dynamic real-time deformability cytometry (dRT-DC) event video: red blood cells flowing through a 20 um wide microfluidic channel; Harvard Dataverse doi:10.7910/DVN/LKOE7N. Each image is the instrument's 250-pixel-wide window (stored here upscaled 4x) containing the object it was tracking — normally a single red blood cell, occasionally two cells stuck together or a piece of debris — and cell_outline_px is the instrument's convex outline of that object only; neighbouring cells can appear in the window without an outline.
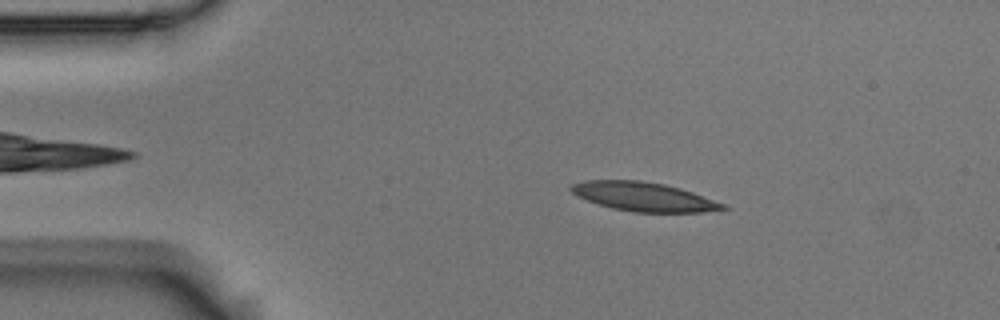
{"species": "Egyptian fruit bat (a non-hibernating species)", "species_latin": "Rousettus aegyptiacus", "temperature_condition": "room temperature", "stored_images_in_passage": 56, "camera_frame_rate_fps": 3000, "um_per_image_px": 0.085, "animal": {"sex": "male"}, "frame": {"image": 1, "passage_image": 9, "time_ms": 2.667, "image_size_px": [1000, 320], "cell_outline_px": [[728, 208], [704, 212], [632, 212], [612, 208], [576, 196], [568, 188], [572, 184], [584, 180], [640, 180], [664, 184], [680, 188], [692, 192], [724, 204]], "centroid_in_image_um": [54.67, 16.71], "position_along_channel_um": 30.3, "area_um2": 25.43}}
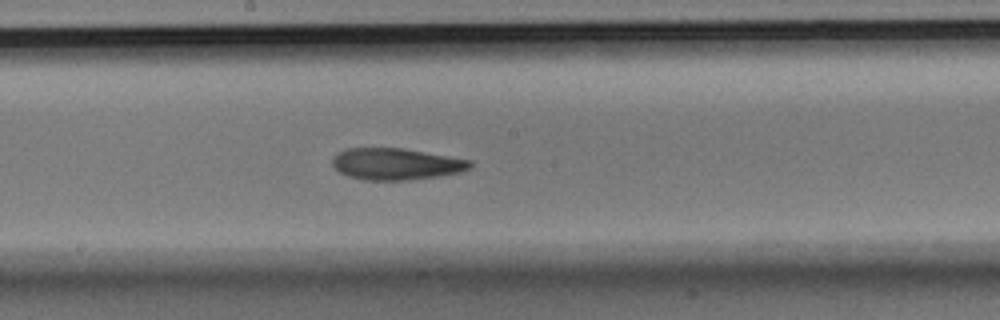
{"frame": {"image": 2, "passage_image": 29, "time_ms": 9.333, "image_size_px": [1000, 320], "cell_outline_px": [[472, 168], [460, 172], [436, 176], [408, 180], [364, 180], [348, 176], [340, 172], [332, 164], [332, 156], [336, 152], [344, 148], [404, 148], [472, 160]], "centroid_in_image_um": [33.64, 13.93], "position_along_channel_um": 214.6, "area_um2": 25.55}}
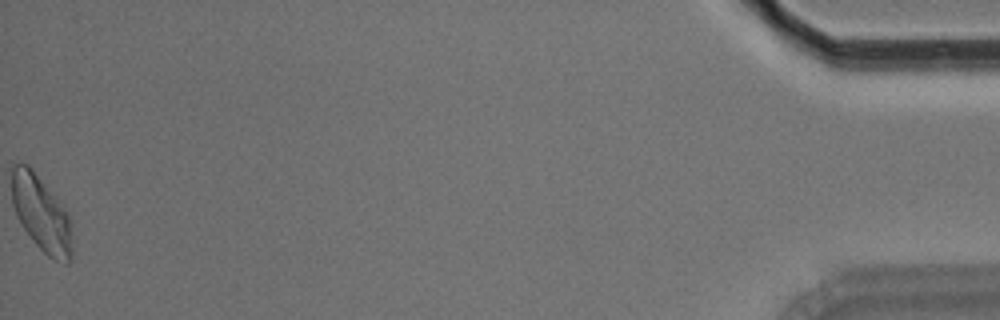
{"frame": {"image": 3, "passage_image": 56, "time_ms": 18.333, "image_size_px": [1000, 320], "cell_outline_px": [[72, 260], [68, 264], [64, 264], [48, 256], [32, 240], [20, 224], [16, 216], [12, 204], [12, 168], [20, 160], [28, 164], [32, 168], [68, 212], [72, 224]], "centroid_in_image_um": [3.53, 18.18], "position_along_channel_um": 431.7, "area_um2": 27.11}, "authors_computed_cell_mechanics": {"area_um2": 25.5476, "velocity_mm_per_s": 3.5202, "shape_relaxation_time_tau1_ms": 7.3488, "shape_relaxation_time_tau2_ms": 5.764, "deformation_change_tau1": 0.1723, "deformation_change_tau2": 0.1445}}